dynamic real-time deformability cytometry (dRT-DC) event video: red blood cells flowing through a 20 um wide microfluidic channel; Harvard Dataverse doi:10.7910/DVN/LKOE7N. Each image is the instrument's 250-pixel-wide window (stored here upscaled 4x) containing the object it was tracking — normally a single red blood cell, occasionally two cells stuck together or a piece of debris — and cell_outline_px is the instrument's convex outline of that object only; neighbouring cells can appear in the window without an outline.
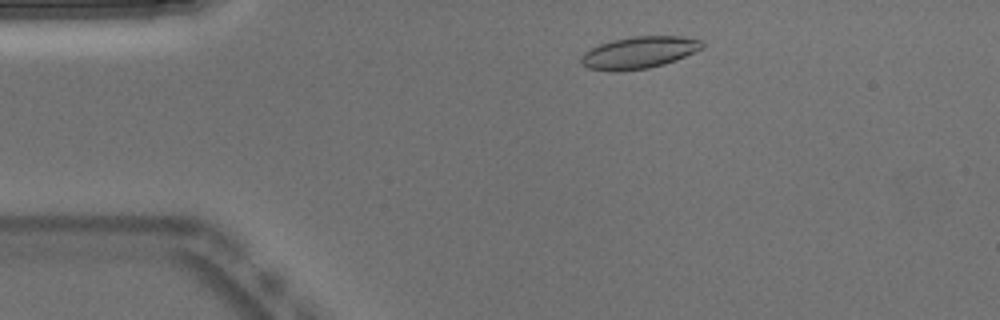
{"species": "Egyptian fruit bat (a non-hibernating species)", "species_latin": "Rousettus aegyptiacus", "temperature_condition": "warm", "stored_images_in_passage": 46, "camera_frame_rate_fps": 3000, "um_per_image_px": 0.085, "animal": {"sex": "male"}, "frame": {"image": 1, "passage_image": 5, "time_ms": 1.333, "image_size_px": [1000, 320], "cell_outline_px": [[704, 48], [676, 60], [664, 64], [648, 68], [588, 68], [580, 64], [580, 56], [584, 52], [600, 44], [612, 40], [632, 36], [680, 36], [700, 40], [704, 44]], "centroid_in_image_um": [54.37, 4.41], "position_along_channel_um": 30.6, "area_um2": 21.79}}
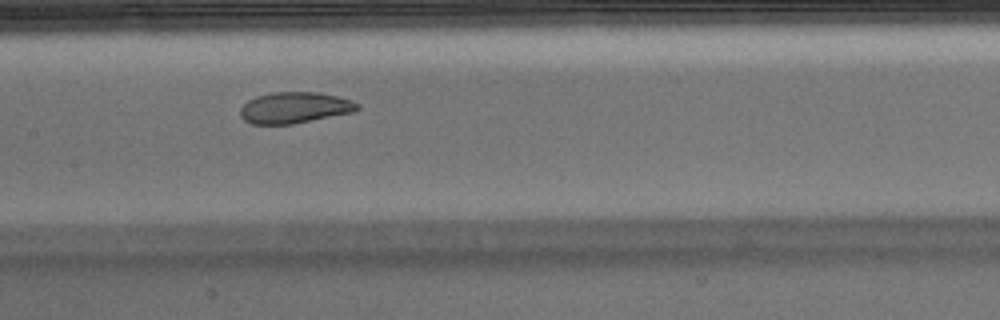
{"frame": {"image": 2, "passage_image": 20, "time_ms": 6.333, "image_size_px": [1000, 320], "cell_outline_px": [[360, 108], [352, 112], [292, 124], [252, 124], [244, 120], [240, 116], [240, 108], [248, 100], [256, 96], [272, 92], [316, 92], [336, 96], [352, 100], [360, 104]], "centroid_in_image_um": [25.02, 9.15], "position_along_channel_um": 182.4, "area_um2": 21.21}}
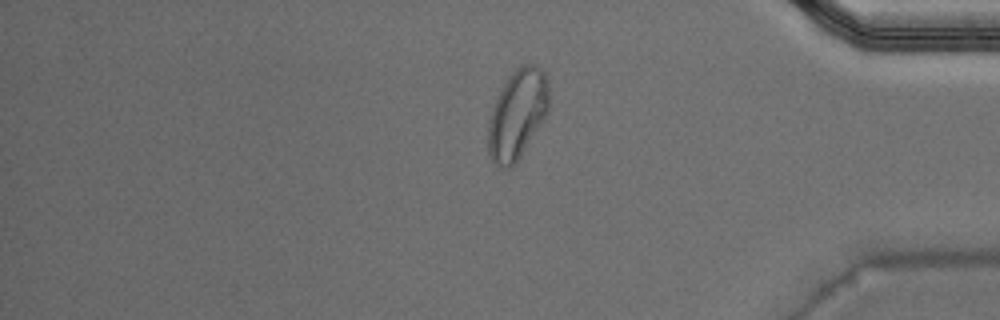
{"frame": {"image": 3, "passage_image": 38, "time_ms": 12.333, "image_size_px": [1000, 320], "cell_outline_px": [[548, 112], [544, 120], [516, 164], [512, 168], [500, 168], [492, 164], [488, 152], [488, 120], [492, 108], [504, 84], [512, 72], [516, 68], [524, 64], [536, 64], [544, 72], [548, 80]], "centroid_in_image_um": [43.97, 9.77], "position_along_channel_um": 391.2, "area_um2": 31.96}, "authors_computed_cell_mechanics": {"area_um2": 22.7732, "velocity_mm_per_s": 3.9058, "shape_relaxation_time_tau1_ms": null, "shape_relaxation_time_tau2_ms": 1.3762, "deformation_change_tau1": null, "deformation_change_tau2": 0.0712}}